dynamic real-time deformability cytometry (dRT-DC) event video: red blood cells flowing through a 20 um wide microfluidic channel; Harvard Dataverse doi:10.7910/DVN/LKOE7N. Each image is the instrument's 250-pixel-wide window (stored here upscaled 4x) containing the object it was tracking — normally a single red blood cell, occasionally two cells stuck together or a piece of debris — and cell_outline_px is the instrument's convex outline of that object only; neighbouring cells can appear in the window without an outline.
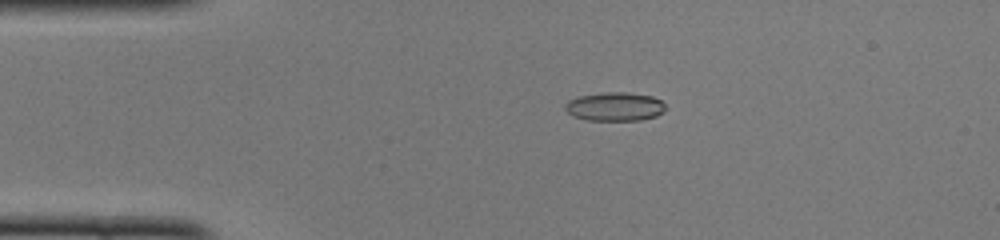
{"species": "common noctule bat (a hibernating species)", "species_latin": "Nyctalus noctula", "temperature_condition": "cold", "stored_images_in_passage": 50, "camera_frame_rate_fps": 3000, "um_per_image_px": 0.085, "animal": {"sex": "female", "body_mass_g": 22.0, "forearm_length_mm": 56.7}, "frame": {"image": 1, "passage_image": 10, "time_ms": 3.0, "image_size_px": [1000, 240], "cell_outline_px": [[664, 112], [656, 116], [640, 120], [588, 120], [572, 116], [564, 108], [564, 104], [568, 100], [580, 96], [608, 92], [624, 92], [652, 96], [660, 100], [664, 104]], "centroid_in_image_um": [52.24, 9.06], "position_along_channel_um": 32.8, "area_um2": 16.7}}
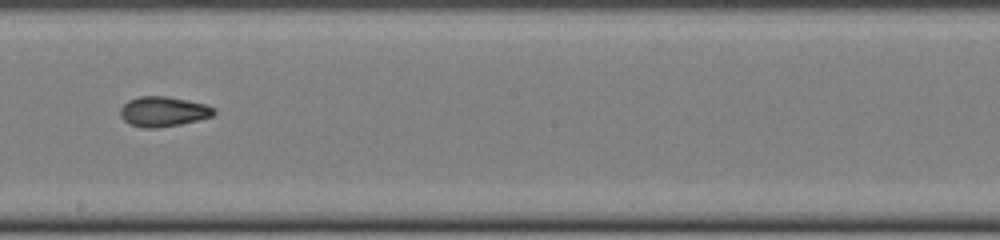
{"frame": {"image": 2, "passage_image": 28, "time_ms": 9.0, "image_size_px": [1000, 240], "cell_outline_px": [[216, 112], [212, 116], [180, 124], [156, 128], [140, 128], [128, 124], [120, 116], [120, 108], [128, 100], [140, 96], [164, 96], [188, 100], [208, 104], [216, 108]], "centroid_in_image_um": [13.87, 9.48], "position_along_channel_um": 234.3, "area_um2": 16.53}}
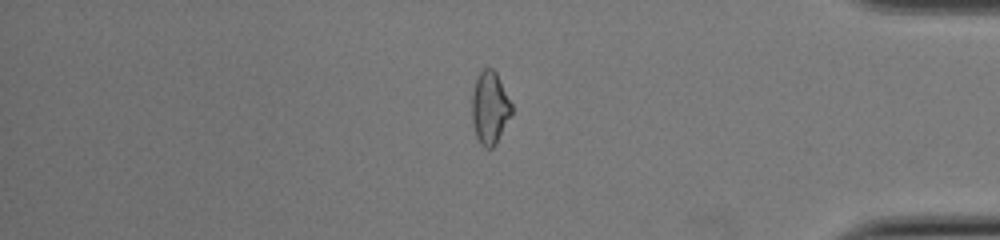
{"frame": {"image": 3, "passage_image": 42, "time_ms": 13.667, "image_size_px": [1000, 240], "cell_outline_px": [[512, 112], [496, 144], [492, 148], [484, 148], [480, 144], [476, 136], [472, 120], [472, 92], [476, 76], [484, 68], [492, 68], [496, 72], [512, 104]], "centroid_in_image_um": [41.62, 9.16], "position_along_channel_um": 393.6, "area_um2": 16.82}, "authors_computed_cell_mechanics": {"area_um2": 16.3574, "velocity_mm_per_s": 4.0219, "shape_relaxation_time_tau1_ms": 7.3654, "shape_relaxation_time_tau2_ms": 2.7207, "deformation_change_tau1": 0.2005, "deformation_change_tau2": 0.0851}}